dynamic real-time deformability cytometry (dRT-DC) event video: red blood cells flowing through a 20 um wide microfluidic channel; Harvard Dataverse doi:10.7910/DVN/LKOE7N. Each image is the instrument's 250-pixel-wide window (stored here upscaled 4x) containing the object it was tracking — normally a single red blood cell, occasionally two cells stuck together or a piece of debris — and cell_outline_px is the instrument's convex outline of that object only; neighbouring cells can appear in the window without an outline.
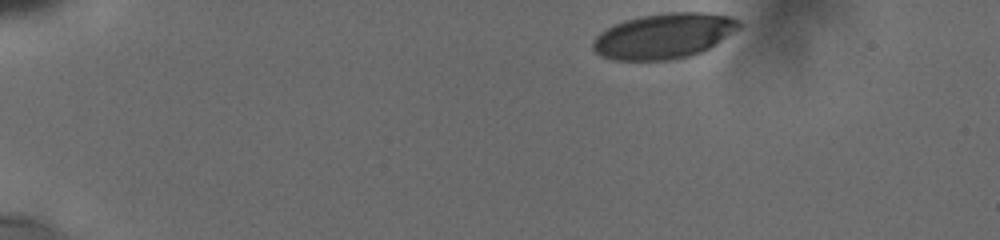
{"species": "human", "species_latin": "Homo sapiens", "temperature_condition": "cold", "stored_images_in_passage": 37, "camera_frame_rate_fps": 3000, "um_per_image_px": 0.085, "donor": {"sex": "male"}, "frame": {"image": 1, "passage_image": 1, "time_ms": 0.0, "image_size_px": [1000, 240], "cell_outline_px": [[740, 28], [704, 52], [692, 56], [672, 60], [612, 60], [600, 56], [592, 48], [592, 40], [600, 32], [624, 20], [640, 16], [668, 12], [700, 12], [728, 16], [736, 20], [740, 24]], "centroid_in_image_um": [56.41, 3.07], "position_along_channel_um": 28.6, "area_um2": 38.73}}
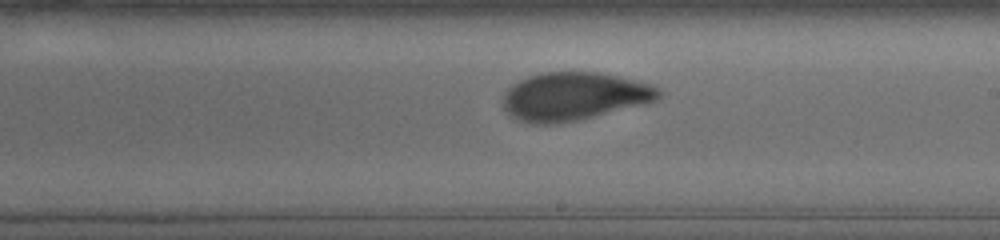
{"frame": {"image": 2, "passage_image": 22, "time_ms": 8.333, "image_size_px": [1000, 240], "cell_outline_px": [[664, 92], [656, 100], [576, 120], [548, 124], [540, 124], [520, 120], [512, 116], [504, 108], [504, 92], [512, 84], [528, 76], [544, 72], [596, 72], [620, 76], [648, 84], [660, 88]], "centroid_in_image_um": [48.77, 8.16], "position_along_channel_um": 240.2, "area_um2": 42.89}}
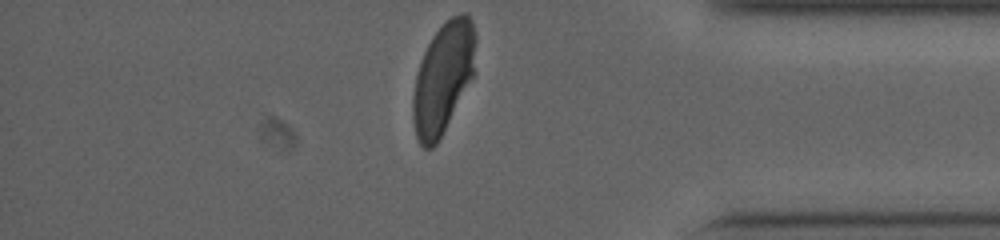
{"frame": {"image": 3, "passage_image": 37, "time_ms": 13.0, "image_size_px": [1000, 240], "cell_outline_px": [[476, 40], [472, 76], [436, 144], [432, 148], [424, 148], [420, 144], [416, 136], [412, 116], [412, 96], [416, 76], [420, 60], [432, 36], [452, 16], [460, 12], [464, 12], [472, 20], [476, 36]], "centroid_in_image_um": [37.63, 6.6], "position_along_channel_um": 397.6, "area_um2": 39.71}, "authors_computed_cell_mechanics": {"area_um2": 42.3096, "velocity_mm_per_s": 3.749, "shape_relaxation_time_tau1_ms": 3.7897, "shape_relaxation_time_tau2_ms": 0.8836, "deformation_change_tau1": 0.1554, "deformation_change_tau2": 0.0505}}